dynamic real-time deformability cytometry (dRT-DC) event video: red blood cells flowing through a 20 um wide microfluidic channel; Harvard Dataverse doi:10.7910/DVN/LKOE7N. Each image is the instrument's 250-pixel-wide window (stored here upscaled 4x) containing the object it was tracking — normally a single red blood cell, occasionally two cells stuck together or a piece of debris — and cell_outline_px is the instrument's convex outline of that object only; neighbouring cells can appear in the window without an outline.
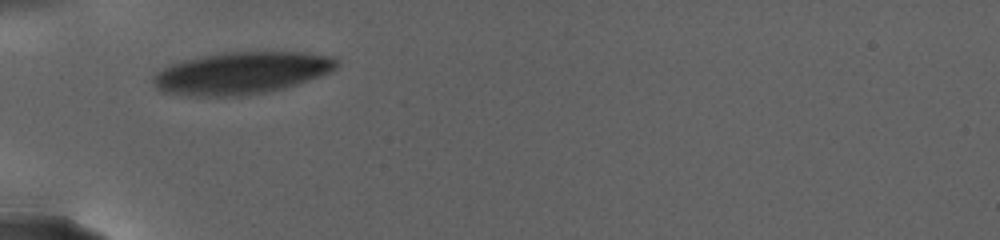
{"species": "human", "species_latin": "Homo sapiens", "temperature_condition": "warm", "stored_images_in_passage": 11, "camera_frame_rate_fps": 3000, "um_per_image_px": 0.085, "donor": {"sex": "female"}, "frame": {"image": 1, "passage_image": 1, "time_ms": 0.0, "image_size_px": [1000, 240], "cell_outline_px": [[340, 64], [332, 72], [284, 88], [264, 92], [240, 96], [188, 96], [160, 92], [156, 88], [152, 80], [152, 76], [156, 72], [172, 64], [184, 60], [200, 56], [224, 52], [308, 52], [336, 56]], "centroid_in_image_um": [20.55, 6.2], "position_along_channel_um": 64.5, "area_um2": 45.43}}